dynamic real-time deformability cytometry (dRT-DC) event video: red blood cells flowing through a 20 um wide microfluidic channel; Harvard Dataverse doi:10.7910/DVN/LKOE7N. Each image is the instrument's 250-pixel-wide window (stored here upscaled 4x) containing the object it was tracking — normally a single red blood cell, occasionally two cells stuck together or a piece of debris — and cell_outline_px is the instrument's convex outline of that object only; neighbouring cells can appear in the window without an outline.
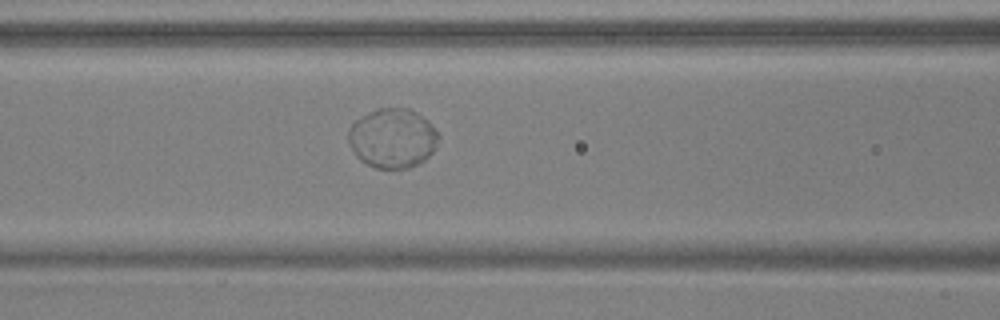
{"species": "common noctule bat (a hibernating species)", "species_latin": "Nyctalus noctula", "temperature_condition": "warm", "stored_images_in_passage": 55, "camera_frame_rate_fps": 3000, "um_per_image_px": 0.085, "animal": {"sex": "male", "body_mass_g": 17.9, "forearm_length_mm": 54.2}, "frame": {"image": 1, "passage_image": 24, "time_ms": 7.667, "image_size_px": [1000, 320], "cell_outline_px": [[440, 136], [432, 152], [420, 164], [408, 168], [376, 168], [360, 160], [356, 156], [348, 144], [348, 128], [356, 120], [368, 112], [376, 108], [408, 108], [416, 112], [428, 120]], "centroid_in_image_um": [33.35, 11.74], "position_along_channel_um": 133.3, "area_um2": 31.39}}
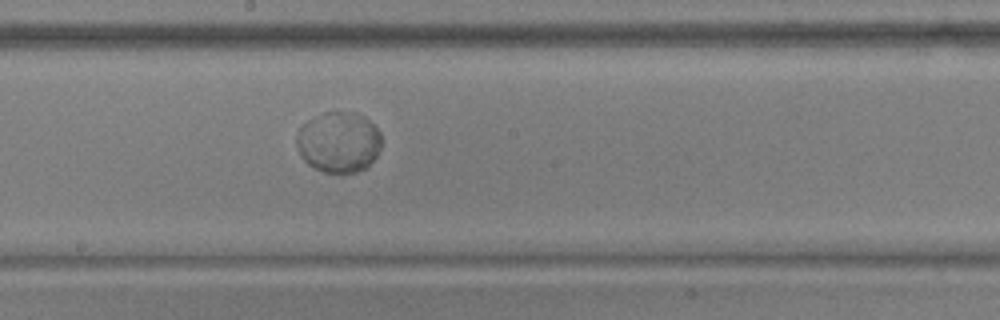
{"frame": {"image": 2, "passage_image": 31, "time_ms": 10.0, "image_size_px": [1000, 320], "cell_outline_px": [[380, 148], [376, 156], [368, 168], [356, 172], [324, 172], [308, 164], [300, 156], [296, 144], [296, 136], [300, 128], [308, 120], [324, 112], [356, 112], [364, 116], [380, 132]], "centroid_in_image_um": [28.78, 12.08], "position_along_channel_um": 219.4, "area_um2": 30.06}}
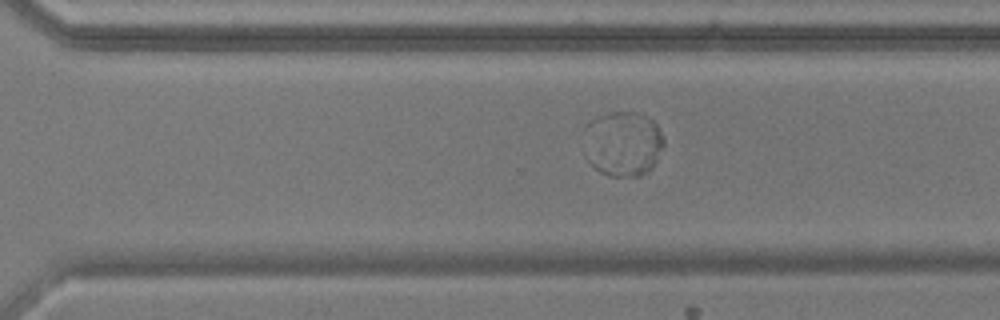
{"frame": {"image": 3, "passage_image": 39, "time_ms": 12.667, "image_size_px": [1000, 320], "cell_outline_px": [[664, 144], [652, 168], [648, 172], [640, 176], [608, 176], [592, 168], [588, 164], [584, 128], [584, 124], [600, 116], [612, 112], [636, 112], [652, 120], [656, 124], [664, 140]], "centroid_in_image_um": [52.93, 12.23], "position_along_channel_um": 317.7, "area_um2": 30.35}}